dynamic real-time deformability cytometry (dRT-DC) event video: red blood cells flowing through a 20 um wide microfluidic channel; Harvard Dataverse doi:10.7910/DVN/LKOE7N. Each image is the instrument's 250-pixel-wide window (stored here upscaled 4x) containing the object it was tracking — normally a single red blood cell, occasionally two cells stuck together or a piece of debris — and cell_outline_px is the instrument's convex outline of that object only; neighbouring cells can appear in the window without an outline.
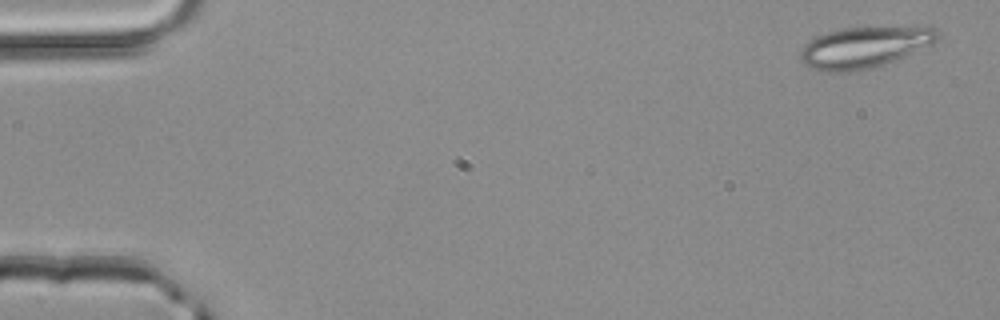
{"species": "common noctule bat (a hibernating species)", "species_latin": "Nyctalus noctula", "temperature_condition": "room temperature", "stored_images_in_passage": 4, "camera_frame_rate_fps": 3000, "um_per_image_px": 0.085, "animal": {"sex": "male", "body_mass_g": 20.4}, "frame": {"image": 1, "passage_image": 1, "time_ms": 0.0, "image_size_px": [1000, 320], "cell_outline_px": [[940, 36], [932, 44], [876, 68], [852, 72], [824, 72], [812, 68], [804, 64], [800, 60], [800, 48], [804, 44], [816, 36], [828, 32], [844, 28], [936, 28], [940, 32]], "centroid_in_image_um": [73.41, 4.05], "position_along_channel_um": 11.6, "area_um2": 32.66}}